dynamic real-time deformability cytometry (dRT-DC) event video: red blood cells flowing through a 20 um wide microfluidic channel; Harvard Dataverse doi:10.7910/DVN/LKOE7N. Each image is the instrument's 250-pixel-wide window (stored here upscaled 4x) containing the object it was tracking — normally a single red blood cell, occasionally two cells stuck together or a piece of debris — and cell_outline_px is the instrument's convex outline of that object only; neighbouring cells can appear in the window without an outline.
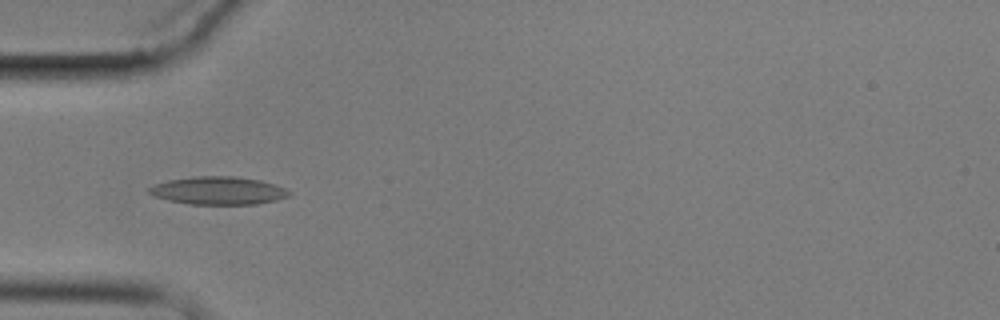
{"species": "common noctule bat (a hibernating species)", "species_latin": "Nyctalus noctula", "temperature_condition": "cold", "stored_images_in_passage": 13, "camera_frame_rate_fps": 3000, "um_per_image_px": 0.085, "animal": {"sex": "male", "body_mass_g": 17.9}, "frame": {"image": 1, "passage_image": 5, "time_ms": 5.667, "image_size_px": [1000, 320], "cell_outline_px": [[292, 192], [288, 196], [276, 200], [256, 204], [188, 204], [168, 200], [156, 196], [148, 192], [148, 188], [156, 184], [168, 180], [192, 176], [236, 176], [260, 180], [284, 188]], "centroid_in_image_um": [18.55, 16.2], "position_along_channel_um": 66.5, "area_um2": 22.66}}
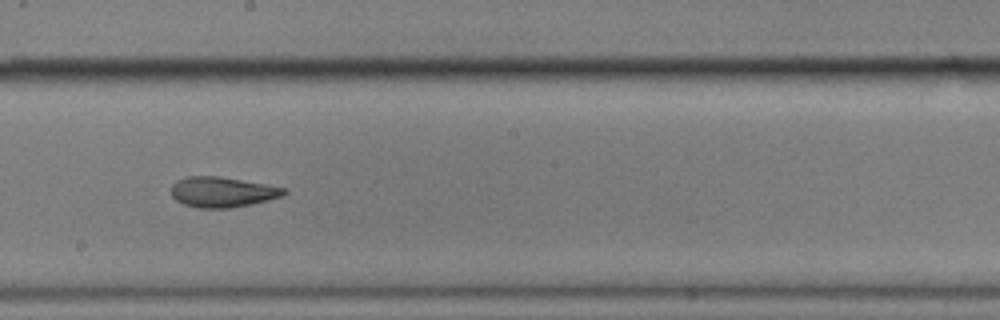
{"frame": {"image": 2, "passage_image": 9, "time_ms": 10.333, "image_size_px": [1000, 320], "cell_outline_px": [[288, 192], [284, 196], [252, 204], [228, 208], [200, 208], [184, 204], [176, 200], [172, 196], [172, 184], [176, 180], [188, 176], [220, 176], [288, 188]], "centroid_in_image_um": [18.93, 16.32], "position_along_channel_um": 229.3, "area_um2": 20.06}}
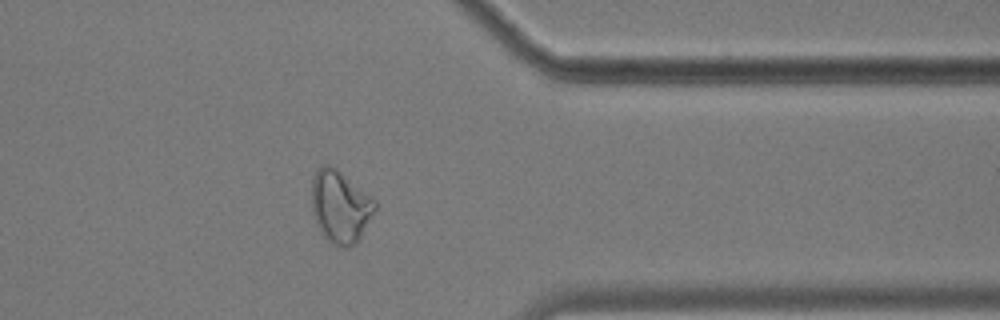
{"frame": {"image": 3, "passage_image": 13, "time_ms": 15.0, "image_size_px": [1000, 320], "cell_outline_px": [[376, 208], [360, 240], [356, 244], [348, 248], [336, 248], [320, 232], [316, 224], [312, 212], [312, 180], [316, 168], [324, 164], [328, 164], [336, 168], [372, 196], [376, 200]], "centroid_in_image_um": [28.92, 17.59], "position_along_channel_um": 382.5, "area_um2": 27.22}, "authors_computed_cell_mechanics": {"area_um2": 20.4612, "velocity_mm_per_s": 3.5118, "shape_relaxation_time_tau1_ms": null, "shape_relaxation_time_tau2_ms": 2.8199, "deformation_change_tau1": null, "deformation_change_tau2": 0.0933}}